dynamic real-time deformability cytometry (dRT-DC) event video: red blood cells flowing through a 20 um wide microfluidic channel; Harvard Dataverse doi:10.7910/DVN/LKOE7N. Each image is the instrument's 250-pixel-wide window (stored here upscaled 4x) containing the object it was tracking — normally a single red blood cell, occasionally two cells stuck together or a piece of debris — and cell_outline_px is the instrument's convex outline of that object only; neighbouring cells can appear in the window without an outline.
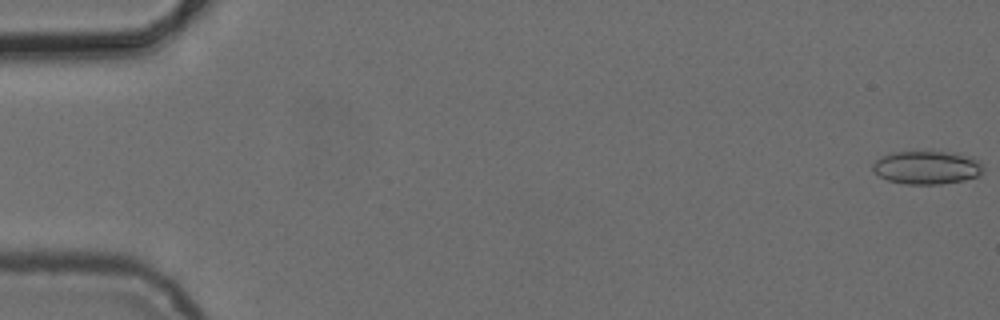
{"species": "common noctule bat (a hibernating species)", "species_latin": "Nyctalus noctula", "temperature_condition": "cold", "stored_images_in_passage": 5, "camera_frame_rate_fps": 3000, "um_per_image_px": 0.085, "animal": {"sex": "female", "body_mass_g": 24.6, "forearm_length_mm": 56.2}, "frame": {"image": 1, "passage_image": 1, "time_ms": 0.0, "image_size_px": [1000, 320], "cell_outline_px": [[984, 168], [976, 176], [964, 180], [940, 184], [904, 184], [888, 180], [872, 172], [872, 164], [876, 160], [888, 152], [932, 148], [956, 152], [976, 156], [984, 164]], "centroid_in_image_um": [78.8, 14.16], "position_along_channel_um": 6.2, "area_um2": 22.77}}
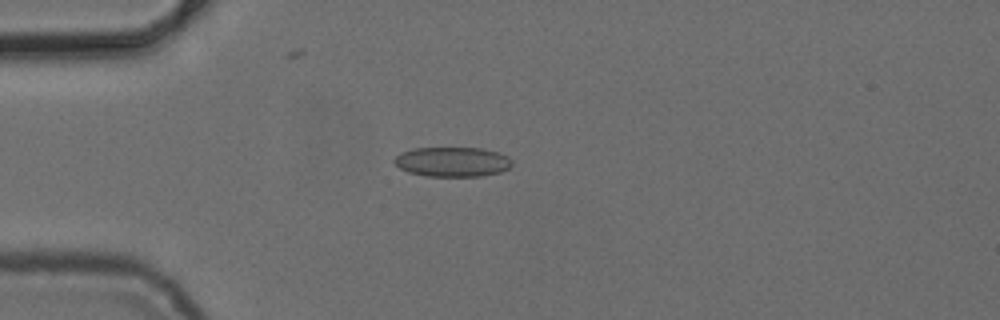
{"frame": {"image": 2, "passage_image": 5, "time_ms": 4.667, "image_size_px": [1000, 320], "cell_outline_px": [[512, 164], [508, 168], [500, 172], [480, 176], [424, 176], [408, 172], [400, 168], [392, 160], [400, 152], [412, 148], [480, 148], [496, 152], [508, 156], [512, 160]], "centroid_in_image_um": [38.42, 13.75], "position_along_channel_um": 46.6, "area_um2": 20.4}}